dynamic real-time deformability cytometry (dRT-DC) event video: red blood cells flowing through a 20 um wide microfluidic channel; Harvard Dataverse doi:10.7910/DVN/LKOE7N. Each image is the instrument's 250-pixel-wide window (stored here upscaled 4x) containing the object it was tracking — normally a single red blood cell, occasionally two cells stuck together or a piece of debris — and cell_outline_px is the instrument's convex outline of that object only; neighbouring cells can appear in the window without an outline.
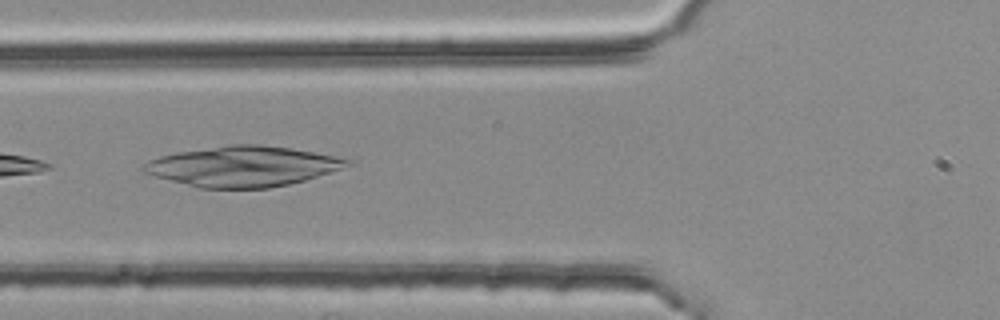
{"species": "common noctule bat (a hibernating species)", "species_latin": "Nyctalus noctula", "temperature_condition": "room temperature", "stored_images_in_passage": 4, "camera_frame_rate_fps": 3000, "um_per_image_px": 0.085, "animal": {"sex": "female", "body_mass_g": 25.1}, "frame": {"image": 1, "passage_image": 4, "time_ms": 1.0, "image_size_px": [1000, 320], "cell_outline_px": [[356, 164], [304, 180], [288, 184], [268, 188], [200, 188], [140, 172], [140, 168], [148, 160], [160, 156], [176, 152], [228, 144], [260, 144], [288, 148], [312, 152], [356, 160]], "centroid_in_image_um": [20.63, 14.13], "position_along_channel_um": 105.2, "area_um2": 47.92}}